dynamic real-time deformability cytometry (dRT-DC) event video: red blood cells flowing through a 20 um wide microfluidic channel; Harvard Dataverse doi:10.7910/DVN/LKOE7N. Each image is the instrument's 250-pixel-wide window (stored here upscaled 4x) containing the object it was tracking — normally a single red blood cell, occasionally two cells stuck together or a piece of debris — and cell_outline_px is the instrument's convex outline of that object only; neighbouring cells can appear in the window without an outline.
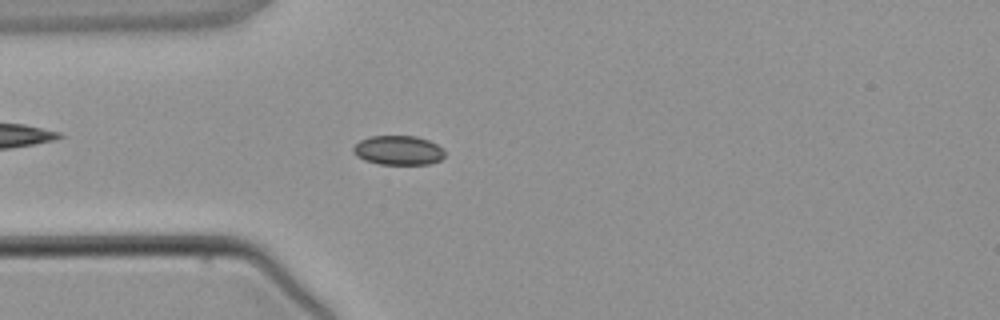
{"species": "common noctule bat (a hibernating species)", "species_latin": "Nyctalus noctula", "temperature_condition": "warm", "stored_images_in_passage": 3, "camera_frame_rate_fps": 3000, "um_per_image_px": 0.085, "animal": {"sex": "male", "body_mass_g": 21.5, "forearm_length_mm": 52.0}, "frame": {"image": 1, "passage_image": 3, "time_ms": 2.667, "image_size_px": [1000, 320], "cell_outline_px": [[444, 156], [440, 160], [428, 164], [380, 164], [364, 160], [356, 156], [352, 152], [352, 148], [360, 140], [368, 136], [416, 136], [428, 140], [444, 148]], "centroid_in_image_um": [33.84, 12.77], "position_along_channel_um": 51.2, "area_um2": 15.72}}